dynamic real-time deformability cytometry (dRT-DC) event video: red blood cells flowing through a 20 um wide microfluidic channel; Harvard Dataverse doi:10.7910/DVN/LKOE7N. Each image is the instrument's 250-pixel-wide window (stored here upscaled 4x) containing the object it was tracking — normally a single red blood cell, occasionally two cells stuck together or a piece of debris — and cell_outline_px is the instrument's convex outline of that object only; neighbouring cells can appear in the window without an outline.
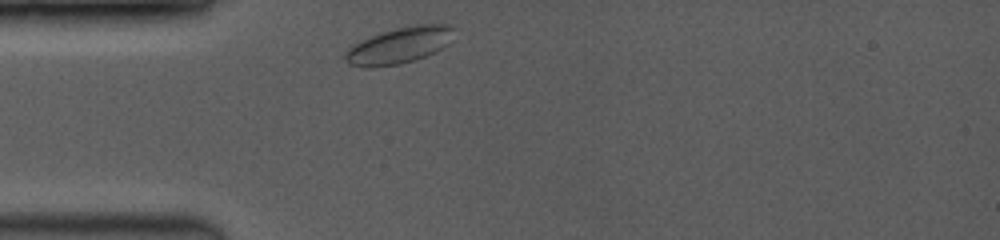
{"species": "common noctule bat (a hibernating species)", "species_latin": "Nyctalus noctula", "temperature_condition": "room temperature", "stored_images_in_passage": 24, "camera_frame_rate_fps": 3500, "um_per_image_px": 0.085, "animal": {"sex": "female", "body_mass_g": 19.0, "forearm_length_mm": 53.3}, "frame": {"image": 1, "passage_image": 1, "time_ms": 0.0, "image_size_px": [1000, 240], "cell_outline_px": [[452, 28], [448, 44], [424, 56], [412, 60], [396, 64], [348, 64], [344, 60], [344, 52], [348, 48], [372, 36], [396, 28], [416, 24], [452, 24]], "centroid_in_image_um": [33.97, 3.8], "position_along_channel_um": 51.0, "area_um2": 21.62}}
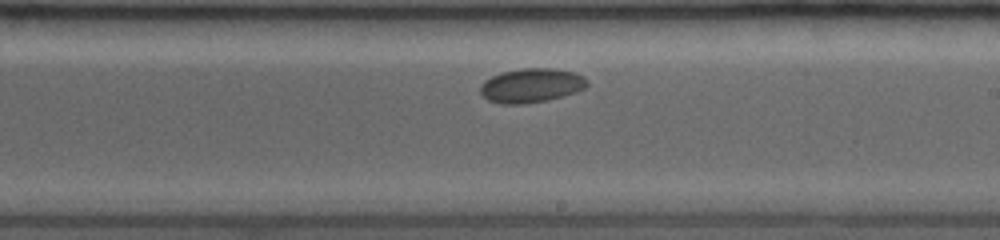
{"frame": {"image": 2, "passage_image": 14, "time_ms": 5.429, "image_size_px": [1000, 240], "cell_outline_px": [[588, 84], [584, 88], [576, 92], [548, 100], [524, 104], [500, 104], [488, 100], [480, 92], [480, 84], [484, 80], [500, 72], [524, 68], [556, 68], [576, 72], [584, 76], [588, 80]], "centroid_in_image_um": [45.17, 7.25], "position_along_channel_um": 243.8, "area_um2": 21.56}}
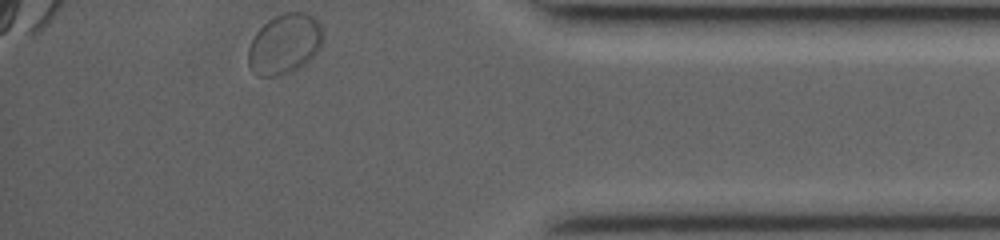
{"frame": {"image": 3, "passage_image": 24, "time_ms": 10.286, "image_size_px": [1000, 240], "cell_outline_px": [[324, 40], [320, 48], [304, 64], [292, 72], [276, 76], [260, 76], [252, 72], [248, 64], [248, 48], [256, 32], [268, 20], [284, 12], [308, 12], [316, 16], [324, 28]], "centroid_in_image_um": [24.23, 3.71], "position_along_channel_um": 411.0, "area_um2": 26.65}, "authors_computed_cell_mechanics": {"area_um2": 20.808, "velocity_mm_per_s": 3.7504, "shape_relaxation_time_tau1_ms": 1.6945, "shape_relaxation_time_tau2_ms": null, "deformation_change_tau1": 0.0471, "deformation_change_tau2": null}}